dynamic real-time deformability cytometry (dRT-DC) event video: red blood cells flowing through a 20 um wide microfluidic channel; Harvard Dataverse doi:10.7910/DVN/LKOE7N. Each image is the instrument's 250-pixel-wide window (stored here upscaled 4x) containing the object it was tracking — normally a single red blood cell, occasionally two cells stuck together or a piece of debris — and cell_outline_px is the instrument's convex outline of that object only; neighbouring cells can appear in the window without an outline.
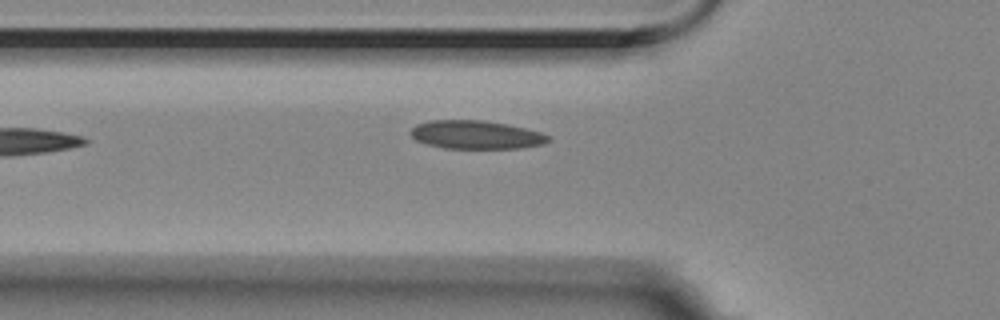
{"species": "Egyptian fruit bat (a non-hibernating species)", "species_latin": "Rousettus aegyptiacus", "temperature_condition": "room temperature", "stored_images_in_passage": 2, "camera_frame_rate_fps": 3000, "um_per_image_px": 0.085, "animal": {"sex": "female"}, "frame": {"image": 1, "passage_image": 2, "time_ms": 0.333, "image_size_px": [1000, 320], "cell_outline_px": [[552, 140], [544, 144], [520, 148], [444, 148], [428, 144], [416, 140], [408, 132], [416, 124], [428, 120], [484, 120], [508, 124], [540, 132], [548, 136]], "centroid_in_image_um": [40.45, 11.45], "position_along_channel_um": 85.3, "area_um2": 22.83}}